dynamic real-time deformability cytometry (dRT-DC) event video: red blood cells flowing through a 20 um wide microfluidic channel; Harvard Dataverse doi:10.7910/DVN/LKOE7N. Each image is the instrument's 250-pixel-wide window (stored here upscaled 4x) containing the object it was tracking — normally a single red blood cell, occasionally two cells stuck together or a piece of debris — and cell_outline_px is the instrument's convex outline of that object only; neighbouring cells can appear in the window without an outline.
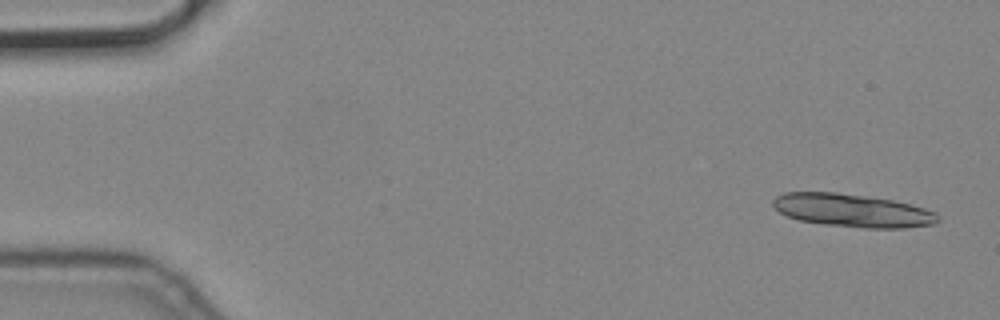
{"species": "common noctule bat (a hibernating species)", "species_latin": "Nyctalus noctula", "temperature_condition": "cold", "stored_images_in_passage": 4, "camera_frame_rate_fps": 3000, "um_per_image_px": 0.085, "animal": {"sex": "male", "body_mass_g": 19.2, "forearm_length_mm": 51.8}, "frame": {"image": 1, "passage_image": 1, "time_ms": 0.0, "image_size_px": [1000, 320], "cell_outline_px": [[940, 220], [936, 224], [904, 228], [864, 228], [824, 224], [800, 220], [788, 216], [780, 212], [772, 204], [772, 200], [776, 196], [784, 192], [836, 192], [892, 200], [924, 208], [936, 212], [940, 216]], "centroid_in_image_um": [72.48, 17.89], "position_along_channel_um": 12.5, "area_um2": 31.73}}